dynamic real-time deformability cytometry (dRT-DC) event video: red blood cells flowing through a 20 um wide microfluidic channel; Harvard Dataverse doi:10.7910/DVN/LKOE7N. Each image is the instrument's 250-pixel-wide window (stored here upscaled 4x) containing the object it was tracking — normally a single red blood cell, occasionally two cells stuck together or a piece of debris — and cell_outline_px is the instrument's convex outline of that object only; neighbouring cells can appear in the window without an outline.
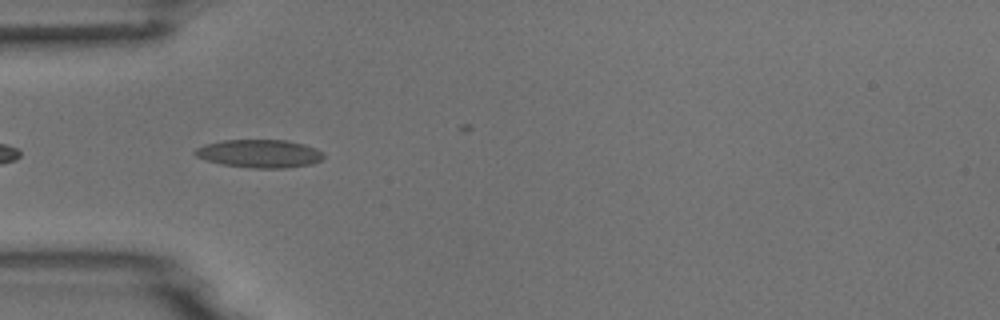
{"species": "common noctule bat (a hibernating species)", "species_latin": "Nyctalus noctula", "temperature_condition": "room temperature", "stored_images_in_passage": 7, "camera_frame_rate_fps": 3000, "um_per_image_px": 0.085, "animal": {"sex": "male", "body_mass_g": 18.8}, "frame": {"image": 1, "passage_image": 4, "time_ms": 3.667, "image_size_px": [1000, 320], "cell_outline_px": [[324, 156], [320, 160], [312, 164], [288, 168], [248, 168], [220, 164], [196, 156], [192, 152], [196, 148], [204, 144], [224, 140], [288, 140], [304, 144], [316, 148], [324, 152]], "centroid_in_image_um": [22.07, 13.06], "position_along_channel_um": 62.9, "area_um2": 21.27}}